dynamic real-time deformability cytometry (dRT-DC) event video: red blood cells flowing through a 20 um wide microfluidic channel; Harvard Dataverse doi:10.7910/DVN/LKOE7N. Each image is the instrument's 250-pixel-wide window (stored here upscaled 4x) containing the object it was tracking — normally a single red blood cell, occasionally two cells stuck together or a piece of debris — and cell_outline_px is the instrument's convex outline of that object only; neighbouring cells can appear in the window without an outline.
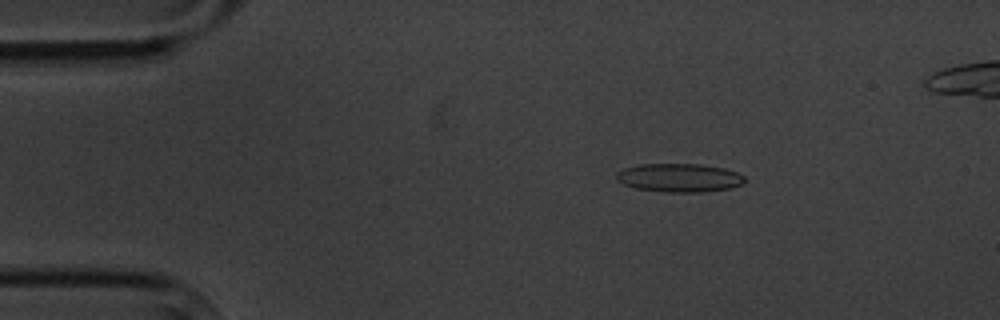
{"species": "common noctule bat (a hibernating species)", "species_latin": "Nyctalus noctula", "temperature_condition": "cold", "stored_images_in_passage": 6, "camera_frame_rate_fps": 3000, "um_per_image_px": 0.085, "animal": {"sex": "male", "body_mass_g": 20.1, "forearm_length_mm": 53.5}, "frame": {"image": 1, "passage_image": 3, "time_ms": 2.333, "image_size_px": [1000, 320], "cell_outline_px": [[744, 184], [732, 188], [700, 192], [664, 192], [636, 188], [624, 184], [616, 180], [616, 172], [624, 168], [640, 164], [700, 164], [724, 168], [736, 172], [744, 176]], "centroid_in_image_um": [57.74, 15.11], "position_along_channel_um": 27.3, "area_um2": 21.39}}